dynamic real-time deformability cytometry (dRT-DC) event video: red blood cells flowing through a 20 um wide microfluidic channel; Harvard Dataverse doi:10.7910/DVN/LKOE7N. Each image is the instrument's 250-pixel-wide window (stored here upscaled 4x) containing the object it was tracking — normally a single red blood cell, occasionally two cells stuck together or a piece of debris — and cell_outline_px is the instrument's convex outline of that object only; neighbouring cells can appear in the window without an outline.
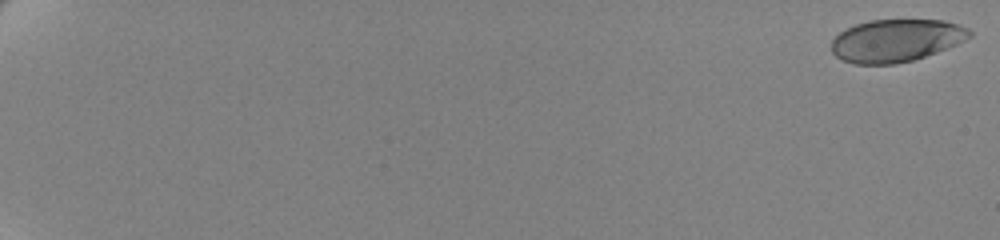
{"species": "human", "species_latin": "Homo sapiens", "temperature_condition": "cold", "stored_images_in_passage": 62, "camera_frame_rate_fps": 3000, "um_per_image_px": 0.085, "donor": {"sex": "female"}, "frame": {"image": 1, "passage_image": 1, "time_ms": 0.0, "image_size_px": [1000, 240], "cell_outline_px": [[972, 36], [956, 44], [936, 52], [912, 60], [892, 64], [856, 64], [844, 60], [836, 56], [832, 52], [832, 40], [840, 32], [856, 24], [868, 20], [944, 20], [968, 28], [972, 32]], "centroid_in_image_um": [76.17, 3.43], "position_along_channel_um": 8.8, "area_um2": 33.93}}
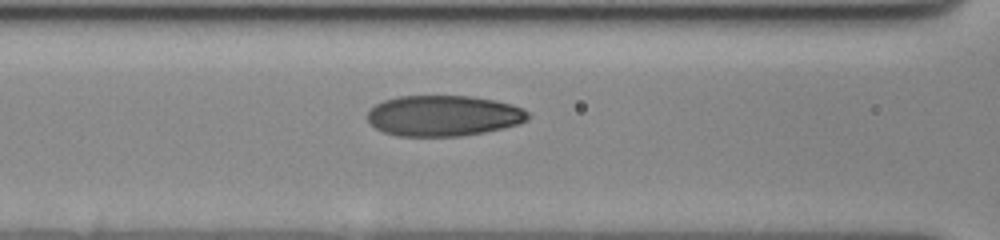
{"frame": {"image": 2, "passage_image": 31, "time_ms": 10.0, "image_size_px": [1000, 240], "cell_outline_px": [[532, 116], [528, 120], [520, 124], [504, 128], [484, 132], [460, 136], [396, 136], [384, 132], [376, 128], [368, 120], [368, 112], [376, 104], [384, 100], [400, 96], [472, 96], [496, 100], [512, 104], [528, 112]], "centroid_in_image_um": [37.74, 9.84], "position_along_channel_um": 128.9, "area_um2": 38.26}}
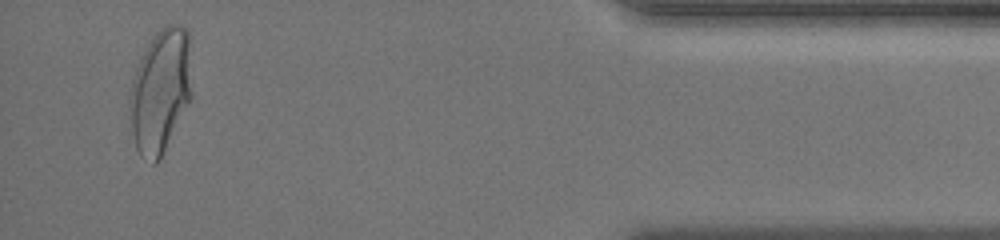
{"frame": {"image": 3, "passage_image": 60, "time_ms": 19.667, "image_size_px": [1000, 240], "cell_outline_px": [[192, 96], [156, 164], [152, 164], [140, 156], [136, 148], [132, 132], [128, 104], [128, 96], [132, 80], [136, 68], [152, 36], [156, 32], [168, 24], [180, 24], [188, 28]], "centroid_in_image_um": [13.62, 7.7], "position_along_channel_um": 421.6, "area_um2": 44.8}, "authors_computed_cell_mechanics": {"area_um2": 37.1943, "velocity_mm_per_s": 3.4925, "shape_relaxation_time_tau1_ms": 5.1843, "shape_relaxation_time_tau2_ms": 0.9549, "deformation_change_tau1": 0.1685, "deformation_change_tau2": 0.0588}}